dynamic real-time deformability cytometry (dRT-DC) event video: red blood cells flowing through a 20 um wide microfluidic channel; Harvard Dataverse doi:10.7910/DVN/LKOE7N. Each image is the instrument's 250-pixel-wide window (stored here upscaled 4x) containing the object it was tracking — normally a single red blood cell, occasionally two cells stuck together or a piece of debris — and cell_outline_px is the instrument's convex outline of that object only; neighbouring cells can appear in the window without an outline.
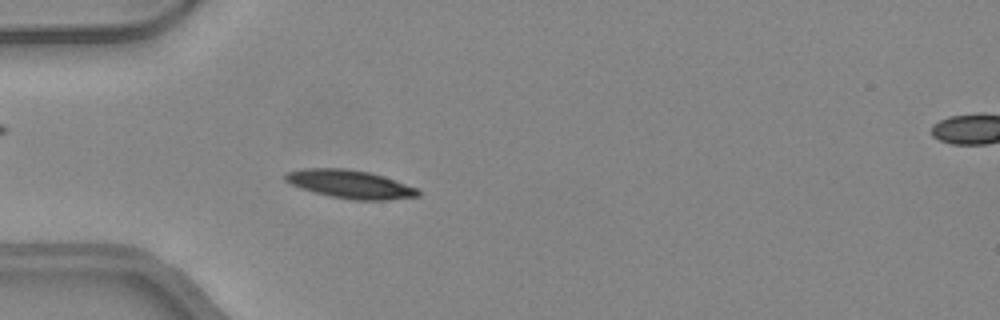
{"species": "common noctule bat (a hibernating species)", "species_latin": "Nyctalus noctula", "temperature_condition": "warm", "stored_images_in_passage": 36, "camera_frame_rate_fps": 3000, "um_per_image_px": 0.085, "animal": {"sex": "female", "body_mass_g": 24.6, "forearm_length_mm": 56.2}, "frame": {"image": 1, "passage_image": 10, "time_ms": 3.0, "image_size_px": [1000, 320], "cell_outline_px": [[420, 196], [388, 200], [352, 200], [332, 196], [300, 188], [284, 180], [284, 172], [300, 168], [344, 168], [368, 172], [384, 176], [416, 188], [420, 192]], "centroid_in_image_um": [29.73, 15.64], "position_along_channel_um": 55.3, "area_um2": 21.85}}
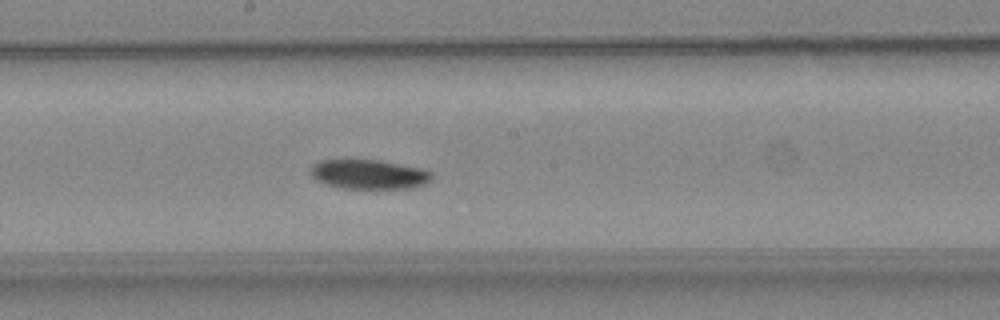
{"frame": {"image": 2, "passage_image": 22, "time_ms": 7.0, "image_size_px": [1000, 320], "cell_outline_px": [[432, 180], [428, 184], [412, 188], [344, 188], [328, 184], [316, 180], [312, 176], [312, 168], [320, 160], [380, 160], [420, 168], [432, 172]], "centroid_in_image_um": [31.44, 14.82], "position_along_channel_um": 216.8, "area_um2": 20.58}}
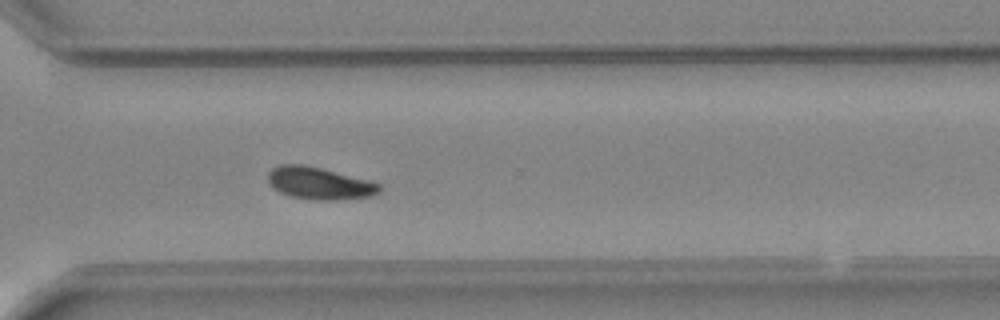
{"frame": {"image": 3, "passage_image": 31, "time_ms": 10.0, "image_size_px": [1000, 320], "cell_outline_px": [[380, 192], [372, 196], [332, 200], [316, 200], [292, 196], [280, 192], [272, 188], [268, 180], [268, 172], [272, 168], [280, 164], [300, 164], [320, 168], [372, 180], [380, 184]], "centroid_in_image_um": [27.15, 15.57], "position_along_channel_um": 343.4, "area_um2": 20.92}, "authors_computed_cell_mechanics": {"area_um2": 21.0103, "velocity_mm_per_s": 4.241, "shape_relaxation_time_tau1_ms": 2.037, "shape_relaxation_time_tau2_ms": null, "deformation_change_tau1": 0.1147, "deformation_change_tau2": null}}